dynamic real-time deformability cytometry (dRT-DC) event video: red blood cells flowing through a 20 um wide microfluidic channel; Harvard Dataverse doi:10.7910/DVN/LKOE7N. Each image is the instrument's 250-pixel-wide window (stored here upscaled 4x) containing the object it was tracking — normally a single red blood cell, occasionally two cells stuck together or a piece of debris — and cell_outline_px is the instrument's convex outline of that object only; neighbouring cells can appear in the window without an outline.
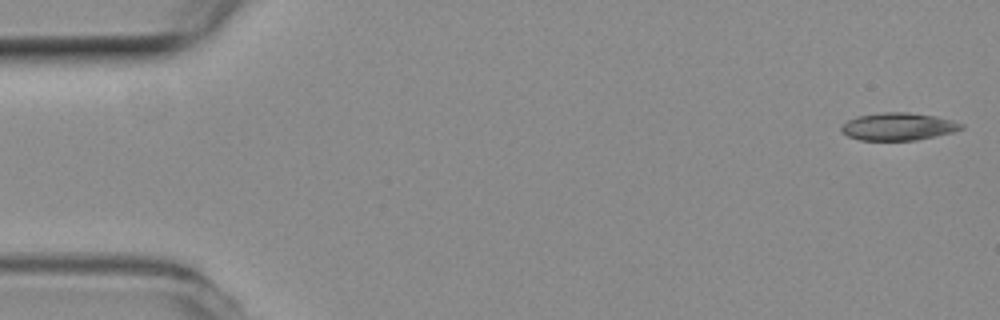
{"species": "common noctule bat (a hibernating species)", "species_latin": "Nyctalus noctula", "temperature_condition": "room temperature", "stored_images_in_passage": 52, "camera_frame_rate_fps": 3000, "um_per_image_px": 0.085, "animal": {"sex": "female", "body_mass_g": 19.3, "forearm_length_mm": 54.1}, "frame": {"image": 1, "passage_image": 1, "time_ms": 0.0, "image_size_px": [1000, 320], "cell_outline_px": [[964, 128], [956, 132], [916, 140], [860, 140], [848, 136], [840, 132], [840, 124], [856, 116], [880, 112], [908, 112], [936, 116], [952, 120], [964, 124]], "centroid_in_image_um": [76.34, 10.75], "position_along_channel_um": 8.7, "area_um2": 19.59}}
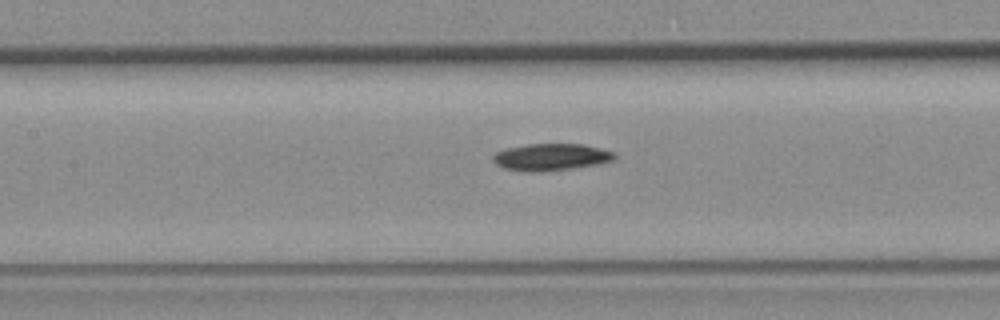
{"frame": {"image": 2, "passage_image": 23, "time_ms": 7.333, "image_size_px": [1000, 320], "cell_outline_px": [[616, 160], [600, 164], [572, 168], [540, 172], [524, 172], [504, 168], [496, 164], [492, 160], [492, 156], [496, 152], [504, 148], [528, 144], [580, 144], [600, 148], [616, 152]], "centroid_in_image_um": [46.84, 13.35], "position_along_channel_um": 160.6, "area_um2": 19.36}}
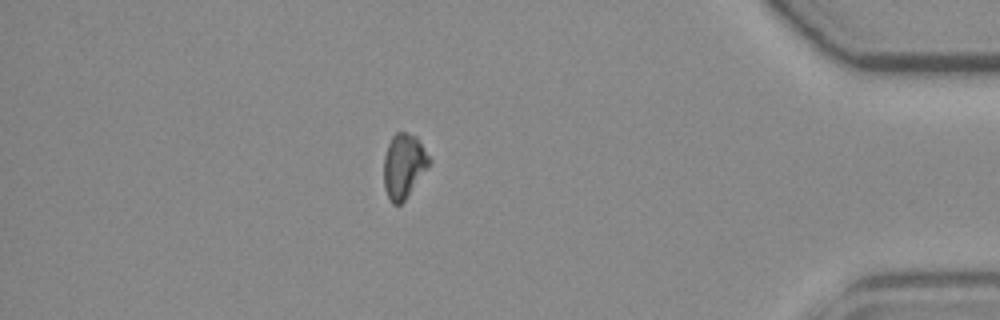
{"frame": {"image": 3, "passage_image": 45, "time_ms": 14.667, "image_size_px": [1000, 320], "cell_outline_px": [[432, 160], [404, 200], [400, 204], [392, 204], [384, 188], [384, 156], [388, 144], [392, 136], [396, 132], [408, 132], [416, 136]], "centroid_in_image_um": [34.3, 14.06], "position_along_channel_um": 400.9, "area_um2": 16.82}, "authors_computed_cell_mechanics": {"area_um2": 18.9584, "velocity_mm_per_s": 3.8897, "shape_relaxation_time_tau1_ms": 5.5622, "shape_relaxation_time_tau2_ms": null, "deformation_change_tau1": 0.105, "deformation_change_tau2": null}}